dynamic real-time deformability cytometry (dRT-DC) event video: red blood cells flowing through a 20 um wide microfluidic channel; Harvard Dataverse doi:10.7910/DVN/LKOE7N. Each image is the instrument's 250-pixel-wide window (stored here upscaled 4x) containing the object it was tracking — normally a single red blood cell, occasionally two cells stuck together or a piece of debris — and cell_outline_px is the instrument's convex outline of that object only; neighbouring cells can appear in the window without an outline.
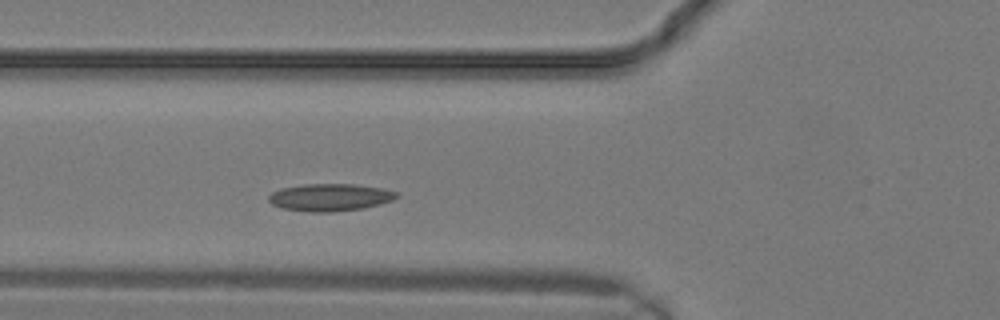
{"species": "common noctule bat (a hibernating species)", "species_latin": "Nyctalus noctula", "temperature_condition": "warm", "stored_images_in_passage": 7, "camera_frame_rate_fps": 3000, "um_per_image_px": 0.085, "animal": {"sex": "male", "body_mass_g": 19.2, "forearm_length_mm": 51.8}, "frame": {"image": 1, "passage_image": 7, "time_ms": 2.0, "image_size_px": [1000, 320], "cell_outline_px": [[400, 196], [392, 200], [380, 204], [360, 208], [332, 212], [312, 212], [284, 208], [272, 204], [268, 200], [268, 196], [272, 192], [280, 188], [304, 184], [352, 184], [380, 188], [400, 192]], "centroid_in_image_um": [28.06, 16.76], "position_along_channel_um": 97.7, "area_um2": 20.29}}